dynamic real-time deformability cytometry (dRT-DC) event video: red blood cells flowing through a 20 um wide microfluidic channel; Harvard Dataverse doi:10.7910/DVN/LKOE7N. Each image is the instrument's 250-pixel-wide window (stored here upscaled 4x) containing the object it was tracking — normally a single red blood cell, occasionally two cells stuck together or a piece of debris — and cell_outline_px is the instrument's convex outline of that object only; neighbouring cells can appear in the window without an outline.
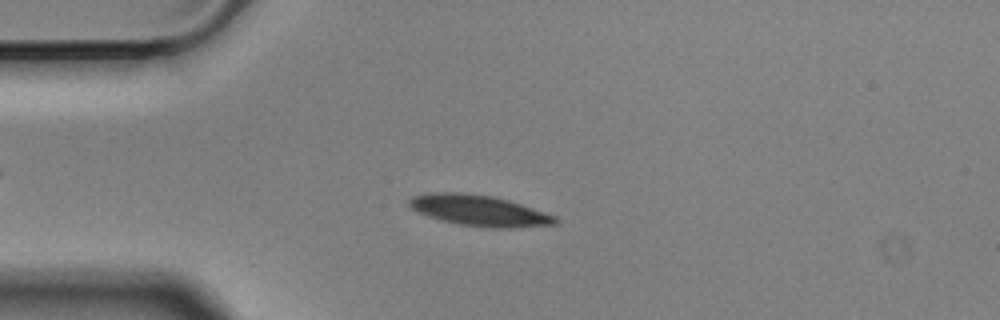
{"species": "Egyptian fruit bat (a non-hibernating species)", "species_latin": "Rousettus aegyptiacus", "temperature_condition": "cold", "stored_images_in_passage": 49, "camera_frame_rate_fps": 3000, "um_per_image_px": 0.085, "animal": {"sex": "male"}, "frame": {"image": 1, "passage_image": 6, "time_ms": 1.667, "image_size_px": [1000, 320], "cell_outline_px": [[560, 224], [516, 228], [484, 228], [460, 224], [440, 220], [428, 216], [412, 208], [408, 204], [408, 200], [412, 196], [432, 192], [460, 192], [492, 196], [508, 200], [556, 216], [560, 220]], "centroid_in_image_um": [40.77, 17.91], "position_along_channel_um": 44.2, "area_um2": 26.41}}
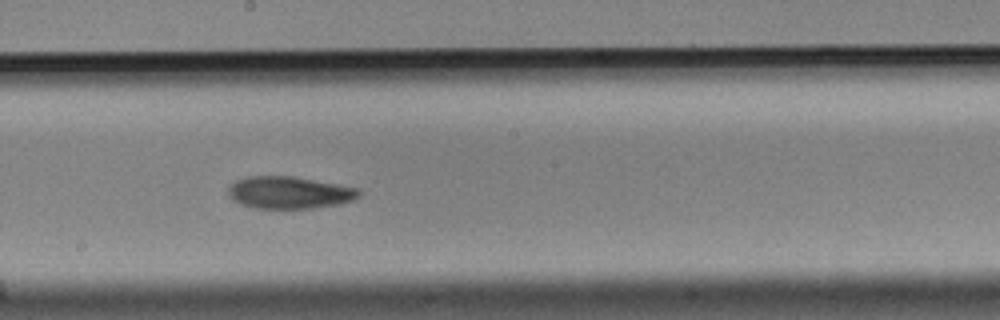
{"frame": {"image": 2, "passage_image": 23, "time_ms": 7.333, "image_size_px": [1000, 320], "cell_outline_px": [[360, 196], [352, 200], [340, 204], [312, 208], [256, 208], [240, 204], [232, 200], [228, 196], [228, 188], [236, 180], [248, 176], [292, 176], [360, 188]], "centroid_in_image_um": [24.58, 16.37], "position_along_channel_um": 223.6, "area_um2": 24.57}}
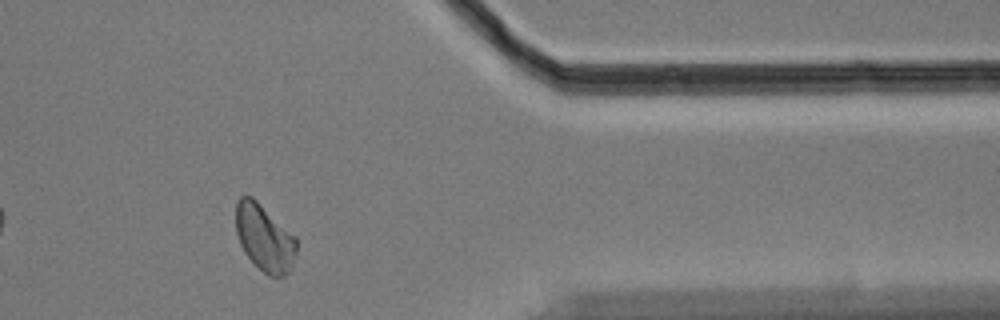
{"frame": {"image": 3, "passage_image": 39, "time_ms": 12.667, "image_size_px": [1000, 320], "cell_outline_px": [[296, 252], [292, 268], [284, 276], [268, 276], [244, 252], [240, 244], [236, 232], [236, 200], [240, 196], [252, 196], [296, 236]], "centroid_in_image_um": [22.48, 20.2], "position_along_channel_um": 388.9, "area_um2": 23.58}, "authors_computed_cell_mechanics": {"area_um2": 24.3916, "velocity_mm_per_s": 3.4762, "shape_relaxation_time_tau1_ms": 5.076, "shape_relaxation_time_tau2_ms": null, "deformation_change_tau1": 0.1269, "deformation_change_tau2": null}}